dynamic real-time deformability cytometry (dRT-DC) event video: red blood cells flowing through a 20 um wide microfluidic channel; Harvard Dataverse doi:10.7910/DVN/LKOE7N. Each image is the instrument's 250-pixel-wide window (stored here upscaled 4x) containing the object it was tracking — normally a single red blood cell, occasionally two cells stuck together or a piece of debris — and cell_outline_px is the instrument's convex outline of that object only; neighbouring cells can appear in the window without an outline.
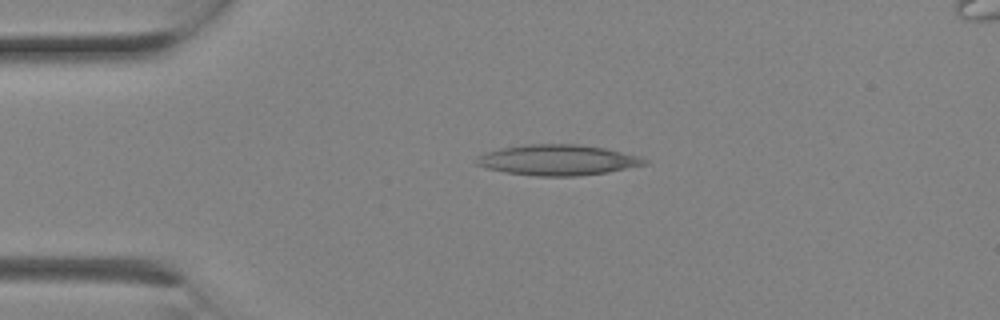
{"species": "Egyptian fruit bat (a non-hibernating species)", "species_latin": "Rousettus aegyptiacus", "temperature_condition": "room temperature", "stored_images_in_passage": 2, "camera_frame_rate_fps": 3000, "um_per_image_px": 0.085, "animal": {"sex": "female"}, "frame": {"image": 1, "passage_image": 1, "time_ms": 0.0, "image_size_px": [1000, 320], "cell_outline_px": [[648, 164], [608, 172], [576, 176], [536, 176], [504, 172], [488, 168], [476, 164], [476, 156], [484, 152], [500, 148], [528, 144], [580, 144], [604, 148], [640, 156], [648, 160]], "centroid_in_image_um": [47.4, 13.6], "position_along_channel_um": 37.6, "area_um2": 30.06}}